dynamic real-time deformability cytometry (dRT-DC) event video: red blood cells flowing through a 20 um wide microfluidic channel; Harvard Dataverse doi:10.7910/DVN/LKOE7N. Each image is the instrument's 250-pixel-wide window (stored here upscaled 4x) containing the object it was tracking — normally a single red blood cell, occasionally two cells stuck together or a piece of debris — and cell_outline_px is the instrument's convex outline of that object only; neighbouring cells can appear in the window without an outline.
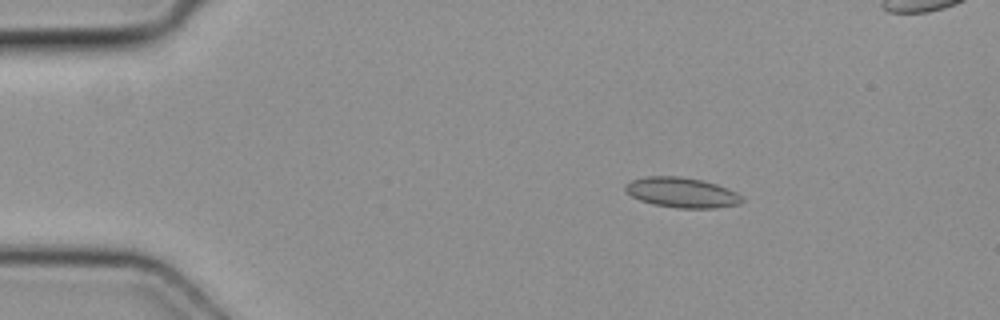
{"species": "common noctule bat (a hibernating species)", "species_latin": "Nyctalus noctula", "temperature_condition": "cold", "stored_images_in_passage": 4, "camera_frame_rate_fps": 3000, "um_per_image_px": 0.085, "animal": {"sex": "female", "body_mass_g": 19.3, "forearm_length_mm": 54.1}, "frame": {"image": 1, "passage_image": 2, "time_ms": 0.333, "image_size_px": [1000, 320], "cell_outline_px": [[744, 200], [740, 204], [716, 208], [676, 208], [652, 204], [640, 200], [632, 196], [624, 188], [624, 184], [632, 180], [648, 176], [680, 176], [700, 180], [716, 184], [728, 188], [736, 192]], "centroid_in_image_um": [57.95, 16.37], "position_along_channel_um": 27.0, "area_um2": 20.46}}